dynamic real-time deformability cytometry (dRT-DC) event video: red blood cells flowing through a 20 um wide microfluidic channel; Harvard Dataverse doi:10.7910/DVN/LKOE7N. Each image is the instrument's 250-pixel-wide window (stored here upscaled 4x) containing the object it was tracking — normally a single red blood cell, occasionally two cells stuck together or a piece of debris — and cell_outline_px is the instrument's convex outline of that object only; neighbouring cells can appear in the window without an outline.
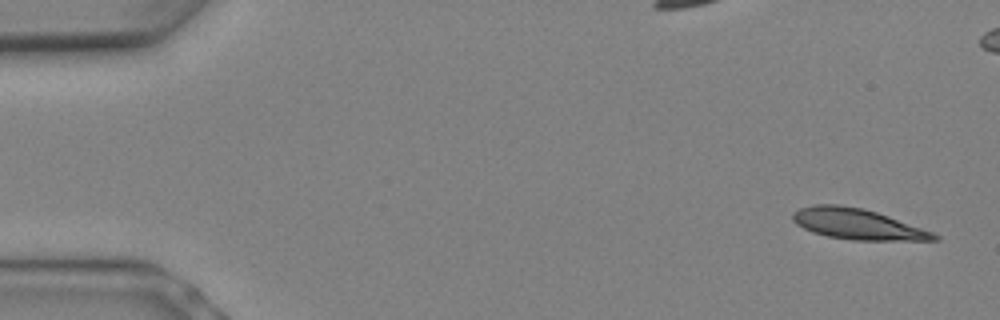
{"species": "Egyptian fruit bat (a non-hibernating species)", "species_latin": "Rousettus aegyptiacus", "temperature_condition": "warm", "stored_images_in_passage": 9, "camera_frame_rate_fps": 3000, "um_per_image_px": 0.085, "animal": {"sex": "female"}, "frame": {"image": 1, "passage_image": 1, "time_ms": 0.0, "image_size_px": [1000, 320], "cell_outline_px": [[932, 236], [836, 236], [820, 232], [808, 228], [804, 224], [820, 208], [852, 208], [884, 216], [924, 232]], "centroid_in_image_um": [72.94, 19.04], "position_along_channel_um": 12.1, "area_um2": 16.88}}
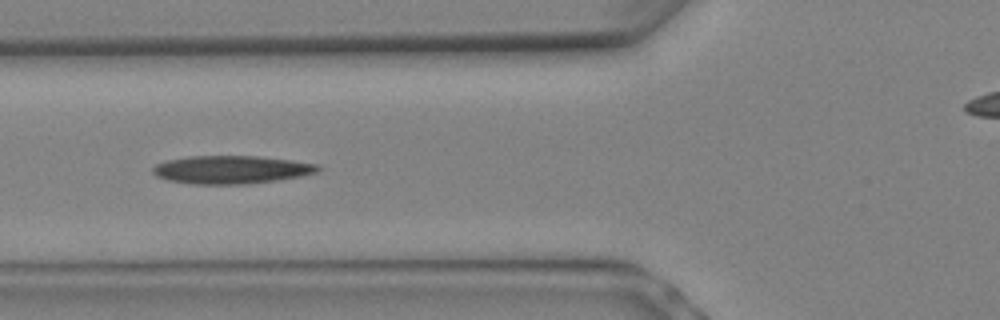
{"frame": {"image": 2, "passage_image": 8, "time_ms": 2.333, "image_size_px": [1000, 320], "cell_outline_px": [[312, 168], [300, 172], [276, 176], [244, 180], [196, 180], [172, 176], [160, 172], [160, 168], [200, 160], [260, 160], [296, 164]], "centroid_in_image_um": [19.67, 14.43], "position_along_channel_um": 106.1, "area_um2": 16.36}}